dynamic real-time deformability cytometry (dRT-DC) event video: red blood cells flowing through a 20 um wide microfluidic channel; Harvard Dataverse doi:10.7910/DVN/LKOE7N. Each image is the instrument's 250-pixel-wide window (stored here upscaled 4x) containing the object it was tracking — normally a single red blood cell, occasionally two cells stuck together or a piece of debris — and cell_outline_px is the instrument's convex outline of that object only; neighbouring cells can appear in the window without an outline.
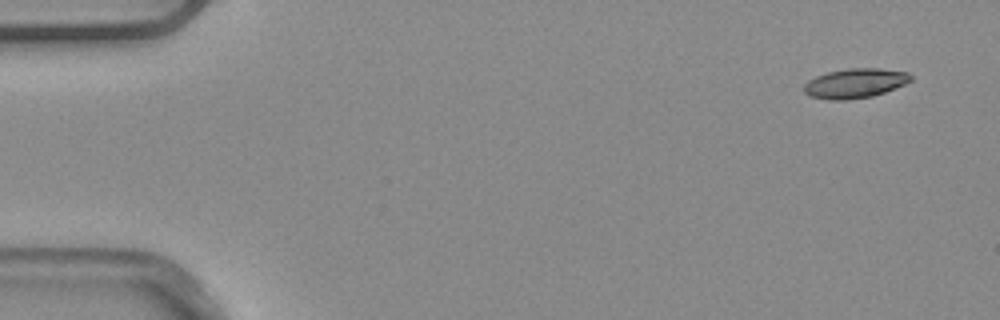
{"species": "common noctule bat (a hibernating species)", "species_latin": "Nyctalus noctula", "temperature_condition": "warm", "stored_images_in_passage": 6, "camera_frame_rate_fps": 3000, "um_per_image_px": 0.085, "animal": {"sex": "male", "body_mass_g": 20.4}, "frame": {"image": 1, "passage_image": 6, "time_ms": 1.667, "image_size_px": [1000, 320], "cell_outline_px": [[912, 80], [904, 84], [884, 92], [872, 96], [848, 100], [828, 100], [808, 96], [804, 92], [804, 84], [808, 80], [816, 76], [828, 72], [848, 68], [880, 68], [908, 72], [912, 76]], "centroid_in_image_um": [72.66, 7.08], "position_along_channel_um": 12.3, "area_um2": 18.5}}